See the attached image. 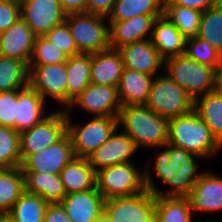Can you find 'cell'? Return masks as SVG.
Instances as JSON below:
<instances>
[{
  "mask_svg": "<svg viewBox=\"0 0 222 222\" xmlns=\"http://www.w3.org/2000/svg\"><path fill=\"white\" fill-rule=\"evenodd\" d=\"M48 205L42 197L25 191L7 215L15 222H44Z\"/></svg>",
  "mask_w": 222,
  "mask_h": 222,
  "instance_id": "d6a6232c",
  "label": "cell"
},
{
  "mask_svg": "<svg viewBox=\"0 0 222 222\" xmlns=\"http://www.w3.org/2000/svg\"><path fill=\"white\" fill-rule=\"evenodd\" d=\"M74 107L82 108L93 117L118 116L121 104L117 87L89 84L83 92L72 101L65 113H71Z\"/></svg>",
  "mask_w": 222,
  "mask_h": 222,
  "instance_id": "4fadbf2b",
  "label": "cell"
},
{
  "mask_svg": "<svg viewBox=\"0 0 222 222\" xmlns=\"http://www.w3.org/2000/svg\"><path fill=\"white\" fill-rule=\"evenodd\" d=\"M93 222H110L108 216L103 212L95 221Z\"/></svg>",
  "mask_w": 222,
  "mask_h": 222,
  "instance_id": "c3c4849f",
  "label": "cell"
},
{
  "mask_svg": "<svg viewBox=\"0 0 222 222\" xmlns=\"http://www.w3.org/2000/svg\"><path fill=\"white\" fill-rule=\"evenodd\" d=\"M68 56L54 46L44 36L36 37L33 52L28 65H49L65 63Z\"/></svg>",
  "mask_w": 222,
  "mask_h": 222,
  "instance_id": "f35d334b",
  "label": "cell"
},
{
  "mask_svg": "<svg viewBox=\"0 0 222 222\" xmlns=\"http://www.w3.org/2000/svg\"><path fill=\"white\" fill-rule=\"evenodd\" d=\"M164 5H178L204 12L217 5V0H164Z\"/></svg>",
  "mask_w": 222,
  "mask_h": 222,
  "instance_id": "7bdbcfd3",
  "label": "cell"
},
{
  "mask_svg": "<svg viewBox=\"0 0 222 222\" xmlns=\"http://www.w3.org/2000/svg\"><path fill=\"white\" fill-rule=\"evenodd\" d=\"M217 4L222 6V0H217Z\"/></svg>",
  "mask_w": 222,
  "mask_h": 222,
  "instance_id": "816d5d0a",
  "label": "cell"
},
{
  "mask_svg": "<svg viewBox=\"0 0 222 222\" xmlns=\"http://www.w3.org/2000/svg\"><path fill=\"white\" fill-rule=\"evenodd\" d=\"M44 37L68 57L80 54L66 22L53 27Z\"/></svg>",
  "mask_w": 222,
  "mask_h": 222,
  "instance_id": "ab89813d",
  "label": "cell"
},
{
  "mask_svg": "<svg viewBox=\"0 0 222 222\" xmlns=\"http://www.w3.org/2000/svg\"><path fill=\"white\" fill-rule=\"evenodd\" d=\"M163 71L194 100L216 90L218 71L208 65L192 60L185 54L166 59Z\"/></svg>",
  "mask_w": 222,
  "mask_h": 222,
  "instance_id": "3957f363",
  "label": "cell"
},
{
  "mask_svg": "<svg viewBox=\"0 0 222 222\" xmlns=\"http://www.w3.org/2000/svg\"><path fill=\"white\" fill-rule=\"evenodd\" d=\"M203 12L178 5H164L163 15L187 38L198 35Z\"/></svg>",
  "mask_w": 222,
  "mask_h": 222,
  "instance_id": "836d02e7",
  "label": "cell"
},
{
  "mask_svg": "<svg viewBox=\"0 0 222 222\" xmlns=\"http://www.w3.org/2000/svg\"><path fill=\"white\" fill-rule=\"evenodd\" d=\"M168 143L205 160L222 150L209 127L194 110L169 120Z\"/></svg>",
  "mask_w": 222,
  "mask_h": 222,
  "instance_id": "7a4b0ae2",
  "label": "cell"
},
{
  "mask_svg": "<svg viewBox=\"0 0 222 222\" xmlns=\"http://www.w3.org/2000/svg\"><path fill=\"white\" fill-rule=\"evenodd\" d=\"M0 222H5V215L0 216Z\"/></svg>",
  "mask_w": 222,
  "mask_h": 222,
  "instance_id": "f907efd6",
  "label": "cell"
},
{
  "mask_svg": "<svg viewBox=\"0 0 222 222\" xmlns=\"http://www.w3.org/2000/svg\"><path fill=\"white\" fill-rule=\"evenodd\" d=\"M96 187L105 200L137 195L146 190L145 172L128 162L105 167L96 172Z\"/></svg>",
  "mask_w": 222,
  "mask_h": 222,
  "instance_id": "5b68a950",
  "label": "cell"
},
{
  "mask_svg": "<svg viewBox=\"0 0 222 222\" xmlns=\"http://www.w3.org/2000/svg\"><path fill=\"white\" fill-rule=\"evenodd\" d=\"M119 130L117 127L107 141L87 158L95 172L105 167L133 162L132 157L137 153L138 147L126 133H118Z\"/></svg>",
  "mask_w": 222,
  "mask_h": 222,
  "instance_id": "5bb4252c",
  "label": "cell"
},
{
  "mask_svg": "<svg viewBox=\"0 0 222 222\" xmlns=\"http://www.w3.org/2000/svg\"><path fill=\"white\" fill-rule=\"evenodd\" d=\"M59 175L66 195L92 190L96 187V172L86 158L74 157Z\"/></svg>",
  "mask_w": 222,
  "mask_h": 222,
  "instance_id": "d4e9b609",
  "label": "cell"
},
{
  "mask_svg": "<svg viewBox=\"0 0 222 222\" xmlns=\"http://www.w3.org/2000/svg\"><path fill=\"white\" fill-rule=\"evenodd\" d=\"M36 37L20 18L7 31L0 33V55L18 59L28 66Z\"/></svg>",
  "mask_w": 222,
  "mask_h": 222,
  "instance_id": "ac0fdd59",
  "label": "cell"
},
{
  "mask_svg": "<svg viewBox=\"0 0 222 222\" xmlns=\"http://www.w3.org/2000/svg\"><path fill=\"white\" fill-rule=\"evenodd\" d=\"M118 127L130 136L138 149L162 148L168 143L169 120L145 105L121 106Z\"/></svg>",
  "mask_w": 222,
  "mask_h": 222,
  "instance_id": "6da1fadb",
  "label": "cell"
},
{
  "mask_svg": "<svg viewBox=\"0 0 222 222\" xmlns=\"http://www.w3.org/2000/svg\"><path fill=\"white\" fill-rule=\"evenodd\" d=\"M44 222H72L60 203H49L46 208Z\"/></svg>",
  "mask_w": 222,
  "mask_h": 222,
  "instance_id": "ee69618b",
  "label": "cell"
},
{
  "mask_svg": "<svg viewBox=\"0 0 222 222\" xmlns=\"http://www.w3.org/2000/svg\"><path fill=\"white\" fill-rule=\"evenodd\" d=\"M104 213L110 222H156L155 195L146 189L137 195L107 199Z\"/></svg>",
  "mask_w": 222,
  "mask_h": 222,
  "instance_id": "9c48e42d",
  "label": "cell"
},
{
  "mask_svg": "<svg viewBox=\"0 0 222 222\" xmlns=\"http://www.w3.org/2000/svg\"><path fill=\"white\" fill-rule=\"evenodd\" d=\"M145 106L170 120L194 110V99L165 72L155 76Z\"/></svg>",
  "mask_w": 222,
  "mask_h": 222,
  "instance_id": "277c9868",
  "label": "cell"
},
{
  "mask_svg": "<svg viewBox=\"0 0 222 222\" xmlns=\"http://www.w3.org/2000/svg\"><path fill=\"white\" fill-rule=\"evenodd\" d=\"M194 111L222 146V96L215 90L194 100Z\"/></svg>",
  "mask_w": 222,
  "mask_h": 222,
  "instance_id": "f1b7e54d",
  "label": "cell"
},
{
  "mask_svg": "<svg viewBox=\"0 0 222 222\" xmlns=\"http://www.w3.org/2000/svg\"><path fill=\"white\" fill-rule=\"evenodd\" d=\"M21 164L20 132L0 125V166L18 168Z\"/></svg>",
  "mask_w": 222,
  "mask_h": 222,
  "instance_id": "8d00e7d4",
  "label": "cell"
},
{
  "mask_svg": "<svg viewBox=\"0 0 222 222\" xmlns=\"http://www.w3.org/2000/svg\"><path fill=\"white\" fill-rule=\"evenodd\" d=\"M154 77L124 68L117 87L121 106L145 105Z\"/></svg>",
  "mask_w": 222,
  "mask_h": 222,
  "instance_id": "cb8c5ba5",
  "label": "cell"
},
{
  "mask_svg": "<svg viewBox=\"0 0 222 222\" xmlns=\"http://www.w3.org/2000/svg\"><path fill=\"white\" fill-rule=\"evenodd\" d=\"M161 152H157L154 160L155 177H158L163 183L168 184L174 175L179 173L180 165H185L190 162L195 156L182 148L176 147L172 144H165L158 148Z\"/></svg>",
  "mask_w": 222,
  "mask_h": 222,
  "instance_id": "4316f807",
  "label": "cell"
},
{
  "mask_svg": "<svg viewBox=\"0 0 222 222\" xmlns=\"http://www.w3.org/2000/svg\"><path fill=\"white\" fill-rule=\"evenodd\" d=\"M75 157L71 139L66 132L57 142L28 155L21 164L23 172H42L59 175L62 169Z\"/></svg>",
  "mask_w": 222,
  "mask_h": 222,
  "instance_id": "8fae6325",
  "label": "cell"
},
{
  "mask_svg": "<svg viewBox=\"0 0 222 222\" xmlns=\"http://www.w3.org/2000/svg\"><path fill=\"white\" fill-rule=\"evenodd\" d=\"M66 132L65 111L61 108L51 111L40 123L20 133L21 160L57 142Z\"/></svg>",
  "mask_w": 222,
  "mask_h": 222,
  "instance_id": "ba28073f",
  "label": "cell"
},
{
  "mask_svg": "<svg viewBox=\"0 0 222 222\" xmlns=\"http://www.w3.org/2000/svg\"><path fill=\"white\" fill-rule=\"evenodd\" d=\"M59 2L67 15L87 12L88 0H59Z\"/></svg>",
  "mask_w": 222,
  "mask_h": 222,
  "instance_id": "bcb514c9",
  "label": "cell"
},
{
  "mask_svg": "<svg viewBox=\"0 0 222 222\" xmlns=\"http://www.w3.org/2000/svg\"><path fill=\"white\" fill-rule=\"evenodd\" d=\"M161 16L163 15H138L127 20L108 21L110 48L119 49L150 39L154 22Z\"/></svg>",
  "mask_w": 222,
  "mask_h": 222,
  "instance_id": "9a60e30c",
  "label": "cell"
},
{
  "mask_svg": "<svg viewBox=\"0 0 222 222\" xmlns=\"http://www.w3.org/2000/svg\"><path fill=\"white\" fill-rule=\"evenodd\" d=\"M17 90L0 92V125L15 129Z\"/></svg>",
  "mask_w": 222,
  "mask_h": 222,
  "instance_id": "60d3db41",
  "label": "cell"
},
{
  "mask_svg": "<svg viewBox=\"0 0 222 222\" xmlns=\"http://www.w3.org/2000/svg\"><path fill=\"white\" fill-rule=\"evenodd\" d=\"M24 192L25 178L21 168H5L0 173V216L7 215Z\"/></svg>",
  "mask_w": 222,
  "mask_h": 222,
  "instance_id": "f546056e",
  "label": "cell"
},
{
  "mask_svg": "<svg viewBox=\"0 0 222 222\" xmlns=\"http://www.w3.org/2000/svg\"><path fill=\"white\" fill-rule=\"evenodd\" d=\"M106 18L88 12L66 16L65 22L80 53L93 54L110 48L109 22Z\"/></svg>",
  "mask_w": 222,
  "mask_h": 222,
  "instance_id": "8992f818",
  "label": "cell"
},
{
  "mask_svg": "<svg viewBox=\"0 0 222 222\" xmlns=\"http://www.w3.org/2000/svg\"><path fill=\"white\" fill-rule=\"evenodd\" d=\"M164 0H116L108 21L127 20L138 15H163Z\"/></svg>",
  "mask_w": 222,
  "mask_h": 222,
  "instance_id": "1f68e13d",
  "label": "cell"
},
{
  "mask_svg": "<svg viewBox=\"0 0 222 222\" xmlns=\"http://www.w3.org/2000/svg\"><path fill=\"white\" fill-rule=\"evenodd\" d=\"M20 5L21 18L37 37L45 36L67 16L59 0H23Z\"/></svg>",
  "mask_w": 222,
  "mask_h": 222,
  "instance_id": "7c38bea8",
  "label": "cell"
},
{
  "mask_svg": "<svg viewBox=\"0 0 222 222\" xmlns=\"http://www.w3.org/2000/svg\"><path fill=\"white\" fill-rule=\"evenodd\" d=\"M67 72V109L91 83V54L80 53L68 57L66 62Z\"/></svg>",
  "mask_w": 222,
  "mask_h": 222,
  "instance_id": "484cf974",
  "label": "cell"
},
{
  "mask_svg": "<svg viewBox=\"0 0 222 222\" xmlns=\"http://www.w3.org/2000/svg\"><path fill=\"white\" fill-rule=\"evenodd\" d=\"M123 58L124 68L158 76L160 69H164L165 60L153 46L150 39L122 46L118 49Z\"/></svg>",
  "mask_w": 222,
  "mask_h": 222,
  "instance_id": "e0dca14e",
  "label": "cell"
},
{
  "mask_svg": "<svg viewBox=\"0 0 222 222\" xmlns=\"http://www.w3.org/2000/svg\"><path fill=\"white\" fill-rule=\"evenodd\" d=\"M216 91L222 96V68L217 72Z\"/></svg>",
  "mask_w": 222,
  "mask_h": 222,
  "instance_id": "7dc6e473",
  "label": "cell"
},
{
  "mask_svg": "<svg viewBox=\"0 0 222 222\" xmlns=\"http://www.w3.org/2000/svg\"><path fill=\"white\" fill-rule=\"evenodd\" d=\"M28 85L37 91L43 101L52 99L67 110L66 62L49 65H28ZM64 107V108H63Z\"/></svg>",
  "mask_w": 222,
  "mask_h": 222,
  "instance_id": "30bf717a",
  "label": "cell"
},
{
  "mask_svg": "<svg viewBox=\"0 0 222 222\" xmlns=\"http://www.w3.org/2000/svg\"><path fill=\"white\" fill-rule=\"evenodd\" d=\"M156 222H192L193 214L188 197L155 196Z\"/></svg>",
  "mask_w": 222,
  "mask_h": 222,
  "instance_id": "4dcf8cb0",
  "label": "cell"
},
{
  "mask_svg": "<svg viewBox=\"0 0 222 222\" xmlns=\"http://www.w3.org/2000/svg\"><path fill=\"white\" fill-rule=\"evenodd\" d=\"M21 18V5L16 0H0V33L7 31Z\"/></svg>",
  "mask_w": 222,
  "mask_h": 222,
  "instance_id": "b9f144b4",
  "label": "cell"
},
{
  "mask_svg": "<svg viewBox=\"0 0 222 222\" xmlns=\"http://www.w3.org/2000/svg\"><path fill=\"white\" fill-rule=\"evenodd\" d=\"M28 74L29 69L24 62L0 55V92L28 86Z\"/></svg>",
  "mask_w": 222,
  "mask_h": 222,
  "instance_id": "e575fe53",
  "label": "cell"
},
{
  "mask_svg": "<svg viewBox=\"0 0 222 222\" xmlns=\"http://www.w3.org/2000/svg\"><path fill=\"white\" fill-rule=\"evenodd\" d=\"M5 222H15L8 215H5Z\"/></svg>",
  "mask_w": 222,
  "mask_h": 222,
  "instance_id": "681fc988",
  "label": "cell"
},
{
  "mask_svg": "<svg viewBox=\"0 0 222 222\" xmlns=\"http://www.w3.org/2000/svg\"><path fill=\"white\" fill-rule=\"evenodd\" d=\"M197 159H201L200 157L195 156L190 162L186 163L185 165H180L179 167V173L174 175V178L167 184L170 186L171 190L168 191H162L158 187H156L154 181L152 172L150 171V163L149 167H145V186L146 189L151 191L155 196L159 197H187L194 184L200 179L201 175L204 173L198 172L197 166ZM150 168V169H149Z\"/></svg>",
  "mask_w": 222,
  "mask_h": 222,
  "instance_id": "ffe728a7",
  "label": "cell"
},
{
  "mask_svg": "<svg viewBox=\"0 0 222 222\" xmlns=\"http://www.w3.org/2000/svg\"><path fill=\"white\" fill-rule=\"evenodd\" d=\"M124 70L123 58L118 49L91 54V84L118 87Z\"/></svg>",
  "mask_w": 222,
  "mask_h": 222,
  "instance_id": "44dd1931",
  "label": "cell"
},
{
  "mask_svg": "<svg viewBox=\"0 0 222 222\" xmlns=\"http://www.w3.org/2000/svg\"><path fill=\"white\" fill-rule=\"evenodd\" d=\"M60 204L72 222H93L104 212L105 199L95 187L66 195Z\"/></svg>",
  "mask_w": 222,
  "mask_h": 222,
  "instance_id": "d6986e66",
  "label": "cell"
},
{
  "mask_svg": "<svg viewBox=\"0 0 222 222\" xmlns=\"http://www.w3.org/2000/svg\"><path fill=\"white\" fill-rule=\"evenodd\" d=\"M150 40L164 60L185 52L186 38L164 15L155 20Z\"/></svg>",
  "mask_w": 222,
  "mask_h": 222,
  "instance_id": "603a6c76",
  "label": "cell"
},
{
  "mask_svg": "<svg viewBox=\"0 0 222 222\" xmlns=\"http://www.w3.org/2000/svg\"><path fill=\"white\" fill-rule=\"evenodd\" d=\"M116 0H88L87 12L107 17L113 9Z\"/></svg>",
  "mask_w": 222,
  "mask_h": 222,
  "instance_id": "f6af8a7d",
  "label": "cell"
},
{
  "mask_svg": "<svg viewBox=\"0 0 222 222\" xmlns=\"http://www.w3.org/2000/svg\"><path fill=\"white\" fill-rule=\"evenodd\" d=\"M46 105L41 95L29 85L17 90L15 130L21 133L40 123L48 116Z\"/></svg>",
  "mask_w": 222,
  "mask_h": 222,
  "instance_id": "7402d4cb",
  "label": "cell"
},
{
  "mask_svg": "<svg viewBox=\"0 0 222 222\" xmlns=\"http://www.w3.org/2000/svg\"><path fill=\"white\" fill-rule=\"evenodd\" d=\"M197 37L222 55V6L217 4L203 12Z\"/></svg>",
  "mask_w": 222,
  "mask_h": 222,
  "instance_id": "d590c367",
  "label": "cell"
},
{
  "mask_svg": "<svg viewBox=\"0 0 222 222\" xmlns=\"http://www.w3.org/2000/svg\"><path fill=\"white\" fill-rule=\"evenodd\" d=\"M72 113H66L67 133L75 157L88 158L104 144L118 127V116L93 117L84 124L73 123Z\"/></svg>",
  "mask_w": 222,
  "mask_h": 222,
  "instance_id": "52a82bcc",
  "label": "cell"
},
{
  "mask_svg": "<svg viewBox=\"0 0 222 222\" xmlns=\"http://www.w3.org/2000/svg\"><path fill=\"white\" fill-rule=\"evenodd\" d=\"M25 191L42 197L49 203H60L66 196L60 175L23 172Z\"/></svg>",
  "mask_w": 222,
  "mask_h": 222,
  "instance_id": "83f0119b",
  "label": "cell"
},
{
  "mask_svg": "<svg viewBox=\"0 0 222 222\" xmlns=\"http://www.w3.org/2000/svg\"><path fill=\"white\" fill-rule=\"evenodd\" d=\"M184 54L201 64L208 65L217 71L222 68V55L207 41L199 38H187Z\"/></svg>",
  "mask_w": 222,
  "mask_h": 222,
  "instance_id": "74e56055",
  "label": "cell"
},
{
  "mask_svg": "<svg viewBox=\"0 0 222 222\" xmlns=\"http://www.w3.org/2000/svg\"><path fill=\"white\" fill-rule=\"evenodd\" d=\"M5 168L0 166V173L4 170Z\"/></svg>",
  "mask_w": 222,
  "mask_h": 222,
  "instance_id": "f5cc1de1",
  "label": "cell"
},
{
  "mask_svg": "<svg viewBox=\"0 0 222 222\" xmlns=\"http://www.w3.org/2000/svg\"><path fill=\"white\" fill-rule=\"evenodd\" d=\"M187 197L194 213L222 211V177L212 171H204Z\"/></svg>",
  "mask_w": 222,
  "mask_h": 222,
  "instance_id": "2e32d148",
  "label": "cell"
}]
</instances>
